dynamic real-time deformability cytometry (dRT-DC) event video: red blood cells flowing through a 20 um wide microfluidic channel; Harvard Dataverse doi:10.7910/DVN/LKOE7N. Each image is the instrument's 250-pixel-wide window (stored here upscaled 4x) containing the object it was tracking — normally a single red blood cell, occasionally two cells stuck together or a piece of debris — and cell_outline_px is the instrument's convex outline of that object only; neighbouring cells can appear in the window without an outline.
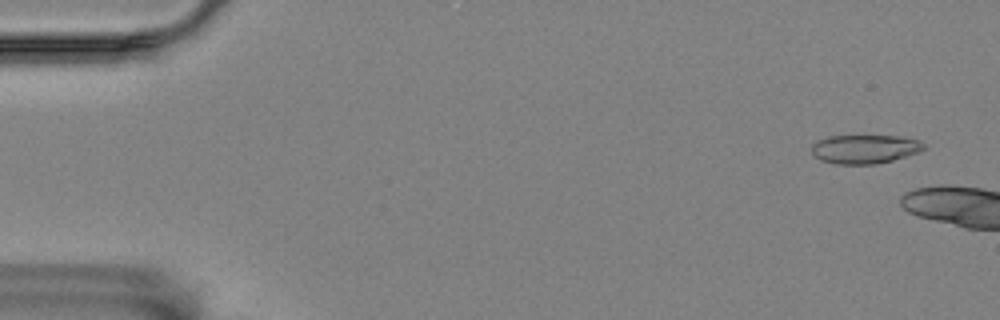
{"species": "Egyptian fruit bat (a non-hibernating species)", "species_latin": "Rousettus aegyptiacus", "temperature_condition": "room temperature", "stored_images_in_passage": 15, "camera_frame_rate_fps": 3000, "um_per_image_px": 0.085, "animal": {"sex": "female"}, "frame": {"image": 1, "passage_image": 3, "time_ms": 0.667, "image_size_px": [1000, 320], "cell_outline_px": [[924, 148], [920, 152], [892, 160], [876, 164], [836, 164], [820, 160], [812, 156], [812, 144], [816, 140], [828, 136], [900, 136], [920, 140], [924, 144]], "centroid_in_image_um": [73.48, 12.67], "position_along_channel_um": 11.5, "area_um2": 19.02}}